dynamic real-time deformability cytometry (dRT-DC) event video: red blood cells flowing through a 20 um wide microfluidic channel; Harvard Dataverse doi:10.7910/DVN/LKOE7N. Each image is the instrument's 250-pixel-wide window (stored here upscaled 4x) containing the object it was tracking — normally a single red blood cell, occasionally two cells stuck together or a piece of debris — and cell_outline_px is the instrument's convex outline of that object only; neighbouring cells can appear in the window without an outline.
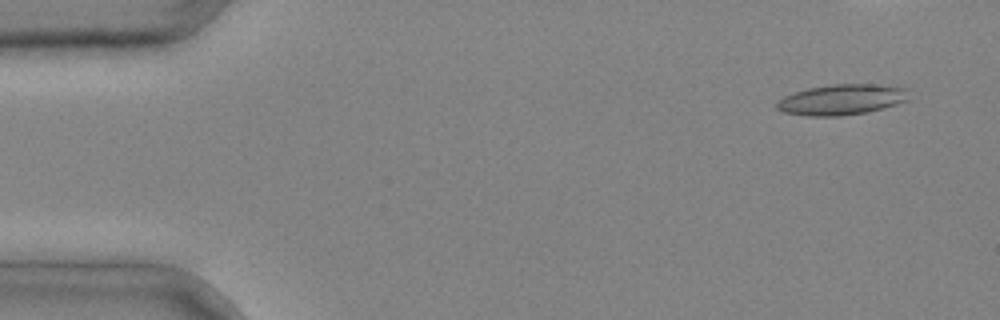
{"species": "common noctule bat (a hibernating species)", "species_latin": "Nyctalus noctula", "temperature_condition": "cold", "stored_images_in_passage": 3, "segment_of_instrument_passage": [2, 2], "camera_frame_rate_fps": 3000, "um_per_image_px": 0.085, "animal": {"sex": "male", "body_mass_g": 20.4}, "frame": {"image": 1, "passage_image": 3, "time_ms": 0.667, "image_size_px": [1000, 320], "cell_outline_px": [[908, 100], [884, 108], [864, 112], [836, 116], [808, 116], [784, 112], [776, 108], [776, 104], [784, 96], [808, 88], [832, 84], [872, 84], [908, 88]], "centroid_in_image_um": [71.55, 8.46], "position_along_channel_um": 13.4, "area_um2": 23.29}}